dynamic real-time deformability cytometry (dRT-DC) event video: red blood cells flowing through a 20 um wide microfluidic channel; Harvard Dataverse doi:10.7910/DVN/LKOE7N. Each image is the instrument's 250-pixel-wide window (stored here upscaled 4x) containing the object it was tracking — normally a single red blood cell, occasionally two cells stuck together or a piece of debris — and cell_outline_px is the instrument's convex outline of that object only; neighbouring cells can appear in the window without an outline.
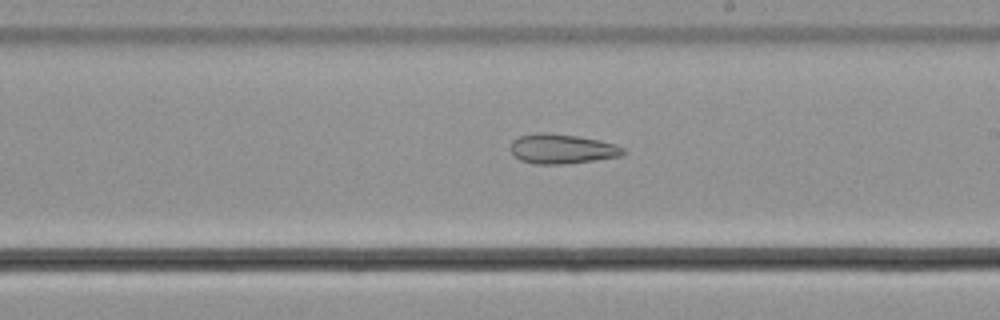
{"species": "common noctule bat (a hibernating species)", "species_latin": "Nyctalus noctula", "temperature_condition": "cold", "stored_images_in_passage": 40, "camera_frame_rate_fps": 3000, "um_per_image_px": 0.085, "animal": {"sex": "male", "body_mass_g": 21.5, "forearm_length_mm": 52.0}, "frame": {"image": 1, "passage_image": 23, "time_ms": 7.333, "image_size_px": [1000, 320], "cell_outline_px": [[628, 152], [624, 156], [568, 164], [536, 164], [520, 160], [512, 156], [512, 140], [520, 136], [536, 132], [548, 132], [576, 136], [600, 140], [616, 144], [624, 148]], "centroid_in_image_um": [47.82, 12.66], "position_along_channel_um": 241.2, "area_um2": 19.83}}